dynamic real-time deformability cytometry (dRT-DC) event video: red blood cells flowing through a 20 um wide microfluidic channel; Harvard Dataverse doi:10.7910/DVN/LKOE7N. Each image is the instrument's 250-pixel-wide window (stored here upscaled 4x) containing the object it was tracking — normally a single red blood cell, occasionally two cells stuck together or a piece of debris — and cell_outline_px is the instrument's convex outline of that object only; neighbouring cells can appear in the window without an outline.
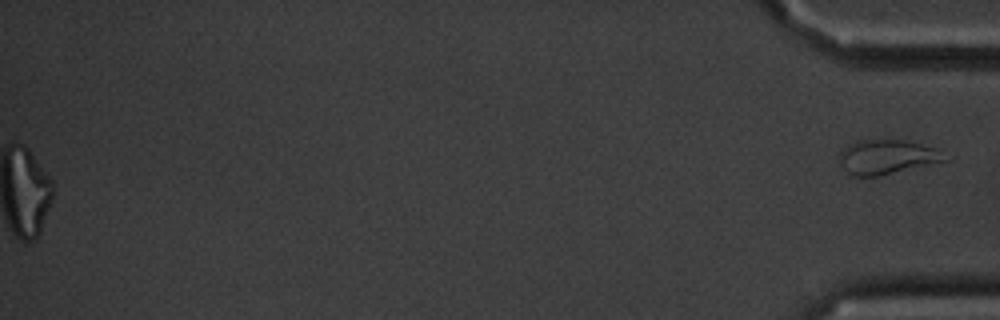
{"species": "common noctule bat (a hibernating species)", "species_latin": "Nyctalus noctula", "temperature_condition": "cold", "stored_images_in_passage": 47, "segment_of_instrument_passage": [2, 2], "camera_frame_rate_fps": 3000, "um_per_image_px": 0.085, "animal": {"sex": "male", "body_mass_g": 20.1, "forearm_length_mm": 53.5}, "frame": {"image": 1, "passage_image": 47, "time_ms": 15.333, "image_size_px": [1000, 320], "cell_outline_px": [[952, 160], [876, 176], [852, 176], [844, 168], [836, 156], [848, 144], [856, 140], [900, 140], [920, 144], [936, 148], [952, 156]], "centroid_in_image_um": [75.44, 13.34], "position_along_channel_um": 359.8, "area_um2": 21.39}}